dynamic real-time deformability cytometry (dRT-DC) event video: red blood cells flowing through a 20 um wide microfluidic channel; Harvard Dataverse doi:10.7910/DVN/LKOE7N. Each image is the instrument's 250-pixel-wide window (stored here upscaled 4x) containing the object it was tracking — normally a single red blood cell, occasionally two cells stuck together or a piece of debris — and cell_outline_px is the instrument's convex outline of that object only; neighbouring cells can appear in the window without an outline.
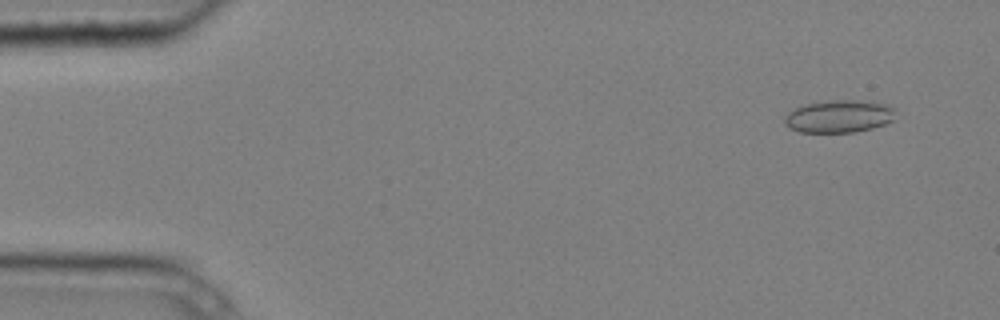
{"species": "common noctule bat (a hibernating species)", "species_latin": "Nyctalus noctula", "temperature_condition": "cold", "stored_images_in_passage": 9, "camera_frame_rate_fps": 3000, "um_per_image_px": 0.085, "animal": {"sex": "male", "body_mass_g": 20.4}, "frame": {"image": 1, "passage_image": 1, "time_ms": 0.0, "image_size_px": [1000, 320], "cell_outline_px": [[896, 108], [892, 120], [884, 124], [872, 128], [856, 132], [800, 132], [788, 128], [784, 124], [784, 116], [788, 112], [804, 104], [832, 100], [856, 100], [888, 104]], "centroid_in_image_um": [71.3, 9.89], "position_along_channel_um": 13.7, "area_um2": 21.15}}
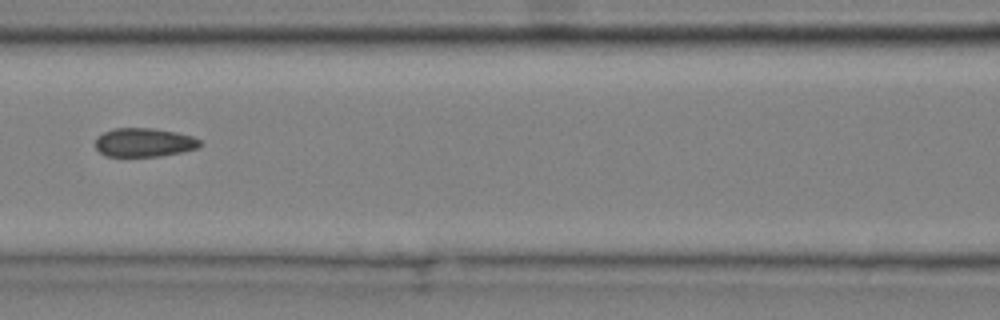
{"frame": {"image": 2, "passage_image": 6, "time_ms": 1.667, "image_size_px": [1000, 320], "cell_outline_px": [[204, 144], [196, 148], [180, 152], [160, 156], [108, 156], [100, 152], [96, 148], [96, 136], [104, 132], [116, 128], [152, 128], [176, 132], [192, 136], [200, 140]], "centroid_in_image_um": [12.25, 12.1], "position_along_channel_um": 154.3, "area_um2": 17.46}}
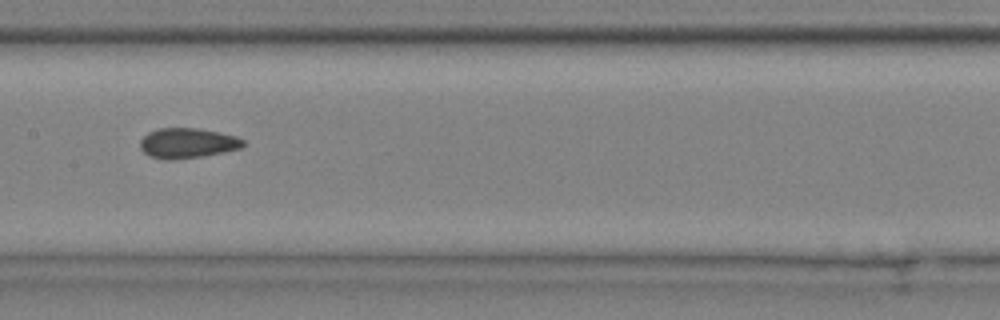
{"frame": {"image": 3, "passage_image": 7, "time_ms": 2.0, "image_size_px": [1000, 320], "cell_outline_px": [[244, 144], [240, 148], [224, 152], [200, 156], [172, 160], [164, 160], [148, 156], [140, 148], [140, 140], [148, 132], [160, 128], [200, 128], [220, 132], [236, 136], [244, 140]], "centroid_in_image_um": [15.91, 12.16], "position_along_channel_um": 191.5, "area_um2": 18.15}}